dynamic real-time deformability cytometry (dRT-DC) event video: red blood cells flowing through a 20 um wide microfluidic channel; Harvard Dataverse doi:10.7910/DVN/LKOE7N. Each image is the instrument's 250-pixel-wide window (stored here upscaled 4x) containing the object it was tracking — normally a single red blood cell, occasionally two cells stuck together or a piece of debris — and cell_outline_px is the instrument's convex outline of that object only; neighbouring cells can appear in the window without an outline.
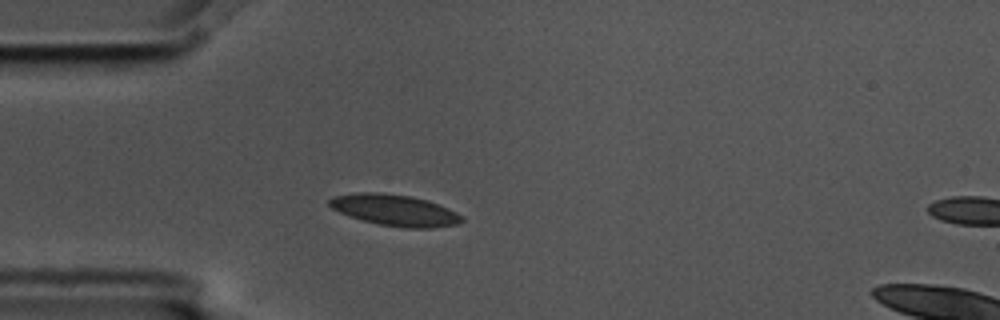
{"species": "common noctule bat (a hibernating species)", "species_latin": "Nyctalus noctula", "temperature_condition": "cold", "stored_images_in_passage": 4, "camera_frame_rate_fps": 3000, "um_per_image_px": 0.085, "animal": {"sex": "male", "body_mass_g": 17.5, "forearm_length_mm": 52.3}, "frame": {"image": 1, "passage_image": 3, "time_ms": 0.667, "image_size_px": [1000, 320], "cell_outline_px": [[464, 220], [456, 224], [436, 228], [408, 228], [380, 224], [364, 220], [340, 212], [332, 208], [328, 204], [328, 200], [332, 196], [356, 192], [380, 192], [412, 196], [428, 200], [448, 208], [456, 212]], "centroid_in_image_um": [33.55, 17.85], "position_along_channel_um": 51.4, "area_um2": 24.04}}